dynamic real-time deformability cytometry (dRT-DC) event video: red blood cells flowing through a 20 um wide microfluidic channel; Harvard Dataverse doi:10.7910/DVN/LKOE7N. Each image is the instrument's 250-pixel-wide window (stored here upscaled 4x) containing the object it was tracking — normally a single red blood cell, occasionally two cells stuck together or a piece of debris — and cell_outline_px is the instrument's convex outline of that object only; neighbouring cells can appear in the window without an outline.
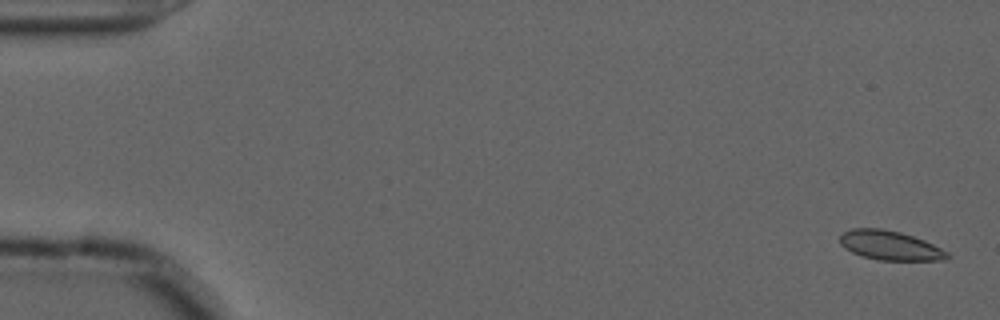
{"species": "common noctule bat (a hibernating species)", "species_latin": "Nyctalus noctula", "temperature_condition": "cold", "stored_images_in_passage": 56, "camera_frame_rate_fps": 3000, "um_per_image_px": 0.085, "animal": {"sex": "male", "forearm_length_mm": 52.5}, "frame": {"image": 1, "passage_image": 2, "time_ms": 0.333, "image_size_px": [1000, 320], "cell_outline_px": [[952, 256], [948, 260], [876, 260], [852, 252], [844, 248], [840, 244], [840, 236], [844, 232], [852, 228], [880, 228], [900, 232], [924, 240], [948, 252]], "centroid_in_image_um": [75.66, 20.87], "position_along_channel_um": 9.3, "area_um2": 18.32}}
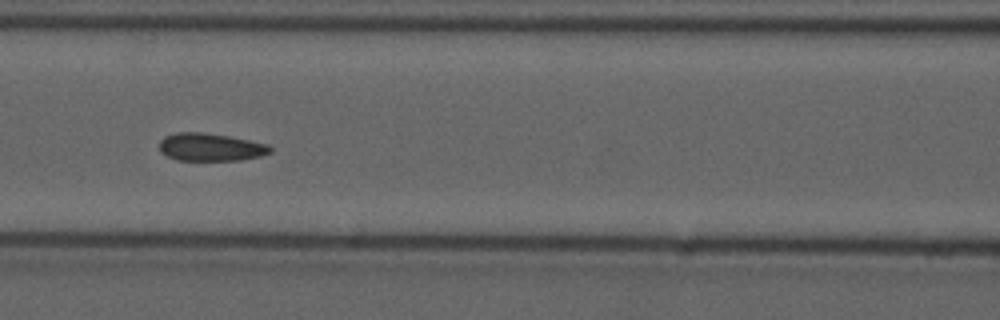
{"frame": {"image": 2, "passage_image": 25, "time_ms": 8.0, "image_size_px": [1000, 320], "cell_outline_px": [[272, 152], [260, 156], [240, 160], [176, 160], [160, 152], [160, 140], [164, 136], [176, 132], [204, 132], [228, 136], [268, 144], [272, 148]], "centroid_in_image_um": [17.88, 12.5], "position_along_channel_um": 148.7, "area_um2": 17.98}}
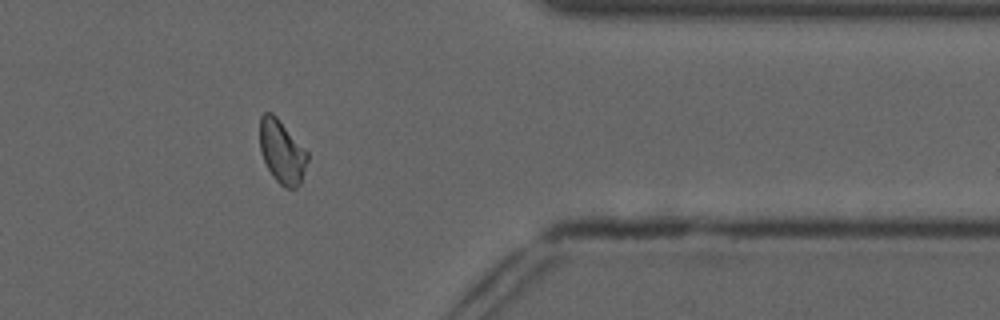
{"frame": {"image": 3, "passage_image": 46, "time_ms": 15.0, "image_size_px": [1000, 320], "cell_outline_px": [[308, 160], [300, 184], [296, 188], [284, 188], [272, 176], [260, 152], [260, 116], [264, 112], [272, 112], [276, 116], [308, 152]], "centroid_in_image_um": [23.96, 12.9], "position_along_channel_um": 387.4, "area_um2": 17.57}, "authors_computed_cell_mechanics": {"area_um2": 18.1203, "velocity_mm_per_s": 3.6604, "shape_relaxation_time_tau1_ms": 11.2489, "shape_relaxation_time_tau2_ms": 1.2987, "deformation_change_tau1": 0.172, "deformation_change_tau2": 0.063}}